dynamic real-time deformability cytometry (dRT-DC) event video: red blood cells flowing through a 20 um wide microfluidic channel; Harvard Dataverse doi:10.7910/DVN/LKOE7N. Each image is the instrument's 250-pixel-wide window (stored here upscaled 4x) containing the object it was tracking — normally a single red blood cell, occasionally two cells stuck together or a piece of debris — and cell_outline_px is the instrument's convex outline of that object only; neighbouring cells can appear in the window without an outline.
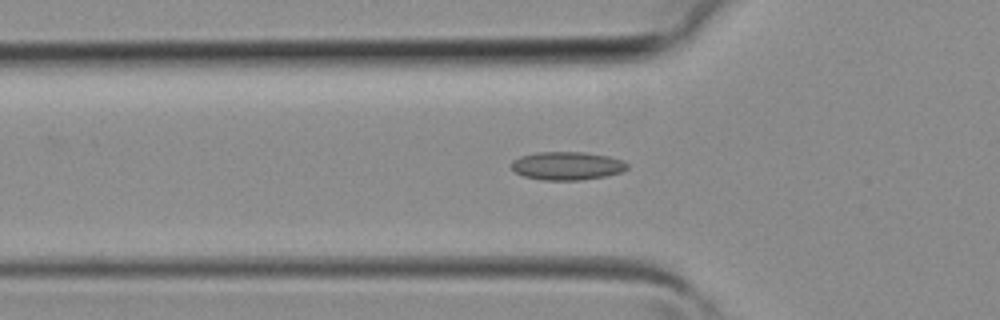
{"species": "common noctule bat (a hibernating species)", "species_latin": "Nyctalus noctula", "temperature_condition": "room temperature", "stored_images_in_passage": 40, "segment_of_instrument_passage": [1, 2], "camera_frame_rate_fps": 3000, "um_per_image_px": 0.085, "animal": {"sex": "female", "body_mass_g": 19.3, "forearm_length_mm": 54.1}, "frame": {"image": 1, "passage_image": 12, "time_ms": 3.667, "image_size_px": [1000, 320], "cell_outline_px": [[628, 168], [620, 172], [608, 176], [580, 180], [544, 180], [524, 176], [516, 172], [512, 168], [512, 160], [520, 156], [536, 152], [584, 152], [608, 156], [620, 160], [628, 164]], "centroid_in_image_um": [48.2, 14.09], "position_along_channel_um": 77.6, "area_um2": 19.02}}
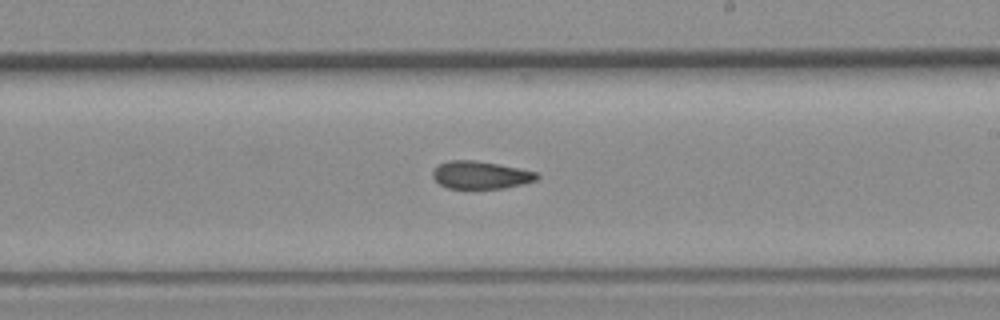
{"frame": {"image": 2, "passage_image": 22, "time_ms": 7.0, "image_size_px": [1000, 320], "cell_outline_px": [[540, 176], [536, 180], [524, 184], [504, 188], [448, 188], [440, 184], [432, 176], [432, 172], [440, 164], [448, 160], [472, 160], [496, 164], [536, 172]], "centroid_in_image_um": [40.85, 14.88], "position_along_channel_um": 248.1, "area_um2": 16.53}}
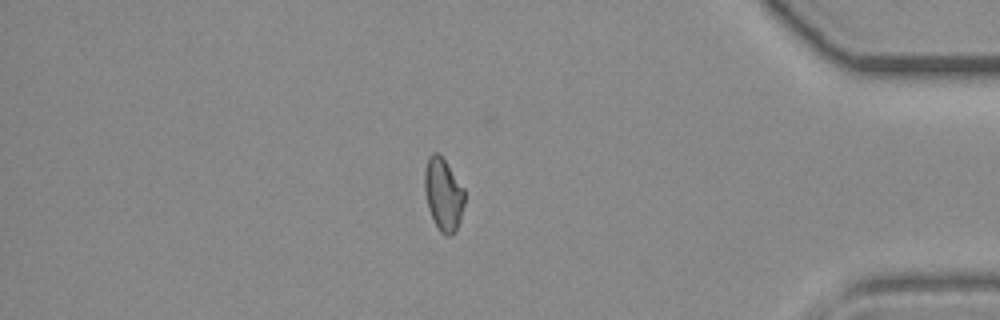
{"frame": {"image": 3, "passage_image": 33, "time_ms": 10.667, "image_size_px": [1000, 320], "cell_outline_px": [[464, 204], [460, 220], [456, 232], [448, 236], [444, 236], [440, 232], [428, 208], [424, 192], [424, 172], [428, 156], [432, 152], [440, 152], [464, 188]], "centroid_in_image_um": [37.68, 16.49], "position_along_channel_um": 397.5, "area_um2": 17.17}}